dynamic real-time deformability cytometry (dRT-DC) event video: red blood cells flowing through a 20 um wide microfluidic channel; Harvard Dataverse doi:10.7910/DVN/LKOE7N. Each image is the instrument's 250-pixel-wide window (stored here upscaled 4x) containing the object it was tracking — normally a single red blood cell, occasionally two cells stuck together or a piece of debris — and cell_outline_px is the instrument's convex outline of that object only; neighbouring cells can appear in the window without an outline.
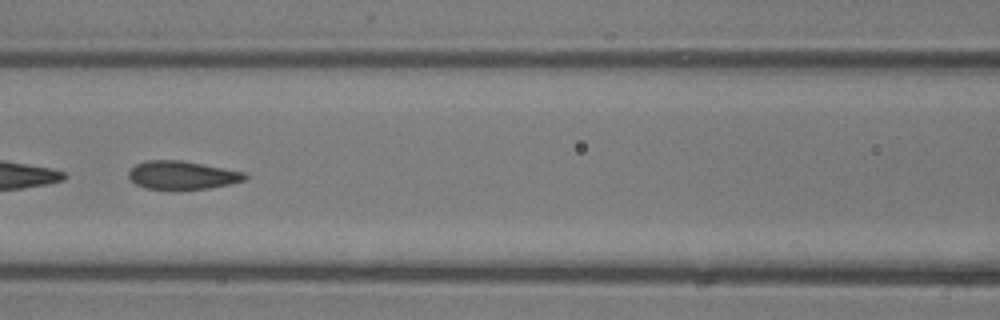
{"species": "common noctule bat (a hibernating species)", "species_latin": "Nyctalus noctula", "temperature_condition": "room temperature", "stored_images_in_passage": 42, "camera_frame_rate_fps": 3000, "um_per_image_px": 0.085, "animal": {"sex": "male", "body_mass_g": 13.3}, "frame": {"image": 1, "passage_image": 19, "time_ms": 6.0, "image_size_px": [1000, 320], "cell_outline_px": [[248, 176], [244, 180], [228, 184], [208, 188], [176, 192], [172, 192], [144, 188], [136, 184], [128, 176], [128, 172], [136, 164], [148, 160], [180, 160], [244, 172]], "centroid_in_image_um": [15.43, 14.93], "position_along_channel_um": 151.2, "area_um2": 19.59}}
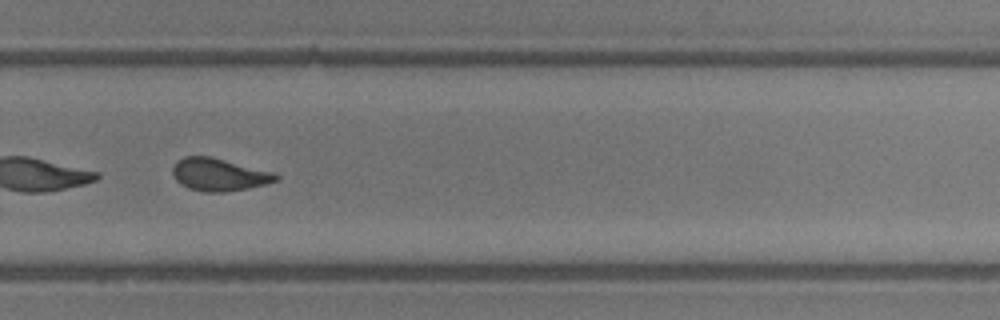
{"frame": {"image": 2, "passage_image": 29, "time_ms": 9.333, "image_size_px": [1000, 320], "cell_outline_px": [[280, 176], [276, 180], [264, 184], [248, 188], [224, 192], [204, 192], [188, 188], [180, 184], [176, 180], [172, 172], [172, 168], [176, 160], [184, 156], [212, 156], [272, 172]], "centroid_in_image_um": [18.56, 14.83], "position_along_channel_um": 311.2, "area_um2": 19.59}}
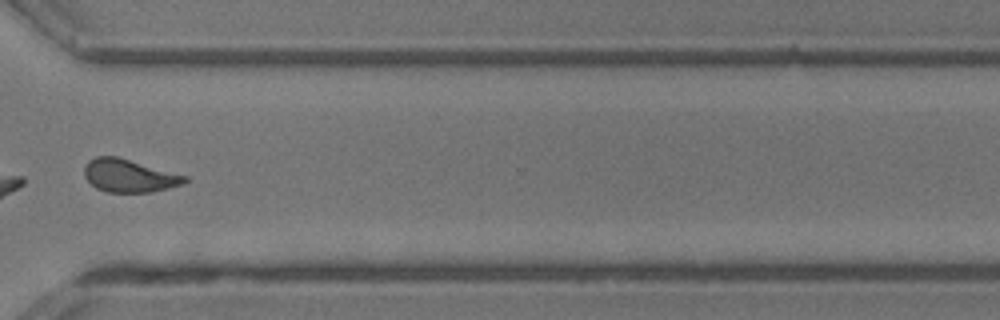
{"frame": {"image": 3, "passage_image": 32, "time_ms": 10.333, "image_size_px": [1000, 320], "cell_outline_px": [[188, 180], [180, 184], [168, 188], [148, 192], [108, 192], [96, 188], [84, 176], [84, 164], [88, 160], [96, 156], [116, 156], [188, 176]], "centroid_in_image_um": [10.94, 14.92], "position_along_channel_um": 359.7, "area_um2": 19.13}, "authors_computed_cell_mechanics": {"area_um2": 21.2126, "velocity_mm_per_s": 4.8315, "shape_relaxation_time_tau1_ms": 4.3186, "shape_relaxation_time_tau2_ms": 1.7673, "deformation_change_tau1": 0.1406, "deformation_change_tau2": 0.0449}}